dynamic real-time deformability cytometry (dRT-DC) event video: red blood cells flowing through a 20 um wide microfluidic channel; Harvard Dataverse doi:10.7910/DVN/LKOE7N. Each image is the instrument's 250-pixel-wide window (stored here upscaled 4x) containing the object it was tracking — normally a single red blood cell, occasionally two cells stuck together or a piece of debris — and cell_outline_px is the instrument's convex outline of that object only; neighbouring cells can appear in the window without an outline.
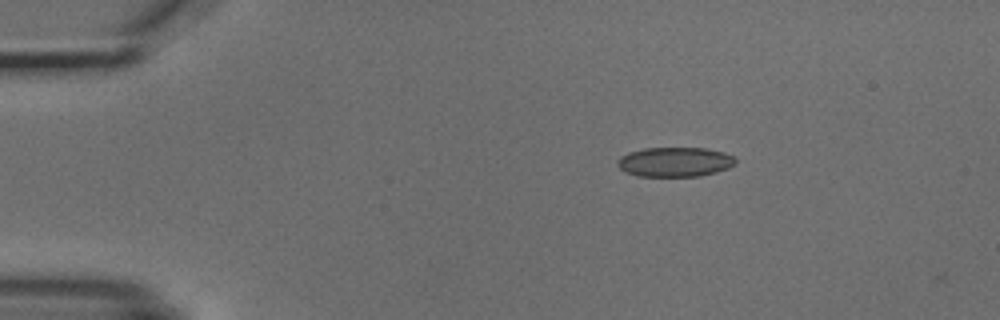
{"species": "common noctule bat (a hibernating species)", "species_latin": "Nyctalus noctula", "temperature_condition": "cold", "stored_images_in_passage": 3, "camera_frame_rate_fps": 3000, "um_per_image_px": 0.085, "animal": {"sex": "male", "body_mass_g": 18.8}, "frame": {"image": 1, "passage_image": 2, "time_ms": 2.0, "image_size_px": [1000, 320], "cell_outline_px": [[736, 164], [728, 168], [716, 172], [700, 176], [636, 176], [624, 172], [616, 164], [616, 160], [620, 156], [628, 152], [644, 148], [704, 148], [724, 152], [732, 156], [736, 160]], "centroid_in_image_um": [57.33, 13.77], "position_along_channel_um": 27.7, "area_um2": 20.52}}